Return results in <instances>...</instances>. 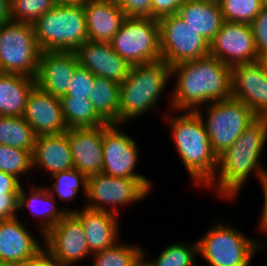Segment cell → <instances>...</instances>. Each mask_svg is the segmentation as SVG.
<instances>
[{"label":"cell","mask_w":267,"mask_h":266,"mask_svg":"<svg viewBox=\"0 0 267 266\" xmlns=\"http://www.w3.org/2000/svg\"><path fill=\"white\" fill-rule=\"evenodd\" d=\"M172 76L177 78L169 104L174 113L195 111L232 95L231 66L210 55L172 66Z\"/></svg>","instance_id":"cell-1"},{"label":"cell","mask_w":267,"mask_h":266,"mask_svg":"<svg viewBox=\"0 0 267 266\" xmlns=\"http://www.w3.org/2000/svg\"><path fill=\"white\" fill-rule=\"evenodd\" d=\"M267 140V117H257L235 143L218 156L217 171L206 185L223 199L233 200L251 173L260 182L267 174L261 164V153ZM255 173V174H254Z\"/></svg>","instance_id":"cell-2"},{"label":"cell","mask_w":267,"mask_h":266,"mask_svg":"<svg viewBox=\"0 0 267 266\" xmlns=\"http://www.w3.org/2000/svg\"><path fill=\"white\" fill-rule=\"evenodd\" d=\"M165 116L170 125L175 150L195 185L206 186L214 177L218 157L213 152L203 121L195 111ZM180 114V115H179ZM179 115V116H178ZM167 117V118H166Z\"/></svg>","instance_id":"cell-3"},{"label":"cell","mask_w":267,"mask_h":266,"mask_svg":"<svg viewBox=\"0 0 267 266\" xmlns=\"http://www.w3.org/2000/svg\"><path fill=\"white\" fill-rule=\"evenodd\" d=\"M170 78L171 67L163 60L131 65L119 87L118 124L138 119L149 109L153 110Z\"/></svg>","instance_id":"cell-4"},{"label":"cell","mask_w":267,"mask_h":266,"mask_svg":"<svg viewBox=\"0 0 267 266\" xmlns=\"http://www.w3.org/2000/svg\"><path fill=\"white\" fill-rule=\"evenodd\" d=\"M32 26L41 51H75L88 40L83 4H57Z\"/></svg>","instance_id":"cell-5"},{"label":"cell","mask_w":267,"mask_h":266,"mask_svg":"<svg viewBox=\"0 0 267 266\" xmlns=\"http://www.w3.org/2000/svg\"><path fill=\"white\" fill-rule=\"evenodd\" d=\"M235 227L219 222L197 240L198 255L211 266H249L254 254L266 246Z\"/></svg>","instance_id":"cell-6"},{"label":"cell","mask_w":267,"mask_h":266,"mask_svg":"<svg viewBox=\"0 0 267 266\" xmlns=\"http://www.w3.org/2000/svg\"><path fill=\"white\" fill-rule=\"evenodd\" d=\"M207 105L206 118L201 108L195 112L203 121L212 150L218 157L235 143L257 116L241 100L232 96Z\"/></svg>","instance_id":"cell-7"},{"label":"cell","mask_w":267,"mask_h":266,"mask_svg":"<svg viewBox=\"0 0 267 266\" xmlns=\"http://www.w3.org/2000/svg\"><path fill=\"white\" fill-rule=\"evenodd\" d=\"M30 23H0V72L36 78L41 54Z\"/></svg>","instance_id":"cell-8"},{"label":"cell","mask_w":267,"mask_h":266,"mask_svg":"<svg viewBox=\"0 0 267 266\" xmlns=\"http://www.w3.org/2000/svg\"><path fill=\"white\" fill-rule=\"evenodd\" d=\"M110 44L130 65L161 60L159 22L153 18L126 17Z\"/></svg>","instance_id":"cell-9"},{"label":"cell","mask_w":267,"mask_h":266,"mask_svg":"<svg viewBox=\"0 0 267 266\" xmlns=\"http://www.w3.org/2000/svg\"><path fill=\"white\" fill-rule=\"evenodd\" d=\"M159 22L161 60L170 67L209 55V42L178 14Z\"/></svg>","instance_id":"cell-10"},{"label":"cell","mask_w":267,"mask_h":266,"mask_svg":"<svg viewBox=\"0 0 267 266\" xmlns=\"http://www.w3.org/2000/svg\"><path fill=\"white\" fill-rule=\"evenodd\" d=\"M149 192L151 191L138 178H116L99 173L87 177L86 199L89 203L85 205L117 215L119 206L140 202ZM108 206H112V209Z\"/></svg>","instance_id":"cell-11"},{"label":"cell","mask_w":267,"mask_h":266,"mask_svg":"<svg viewBox=\"0 0 267 266\" xmlns=\"http://www.w3.org/2000/svg\"><path fill=\"white\" fill-rule=\"evenodd\" d=\"M121 124L103 125V167L105 175L116 178H138L150 191L152 182L145 175L135 172L138 144L134 138L120 130Z\"/></svg>","instance_id":"cell-12"},{"label":"cell","mask_w":267,"mask_h":266,"mask_svg":"<svg viewBox=\"0 0 267 266\" xmlns=\"http://www.w3.org/2000/svg\"><path fill=\"white\" fill-rule=\"evenodd\" d=\"M44 251L64 266H72L81 260L91 258L81 222L68 213L43 237Z\"/></svg>","instance_id":"cell-13"},{"label":"cell","mask_w":267,"mask_h":266,"mask_svg":"<svg viewBox=\"0 0 267 266\" xmlns=\"http://www.w3.org/2000/svg\"><path fill=\"white\" fill-rule=\"evenodd\" d=\"M209 55L231 67L259 60L251 24L224 21L209 43Z\"/></svg>","instance_id":"cell-14"},{"label":"cell","mask_w":267,"mask_h":266,"mask_svg":"<svg viewBox=\"0 0 267 266\" xmlns=\"http://www.w3.org/2000/svg\"><path fill=\"white\" fill-rule=\"evenodd\" d=\"M231 70V96L241 100L257 117H267V74L260 60L236 64Z\"/></svg>","instance_id":"cell-15"},{"label":"cell","mask_w":267,"mask_h":266,"mask_svg":"<svg viewBox=\"0 0 267 266\" xmlns=\"http://www.w3.org/2000/svg\"><path fill=\"white\" fill-rule=\"evenodd\" d=\"M18 217L0 220V261L26 266L44 251Z\"/></svg>","instance_id":"cell-16"},{"label":"cell","mask_w":267,"mask_h":266,"mask_svg":"<svg viewBox=\"0 0 267 266\" xmlns=\"http://www.w3.org/2000/svg\"><path fill=\"white\" fill-rule=\"evenodd\" d=\"M79 66L88 69L94 76L121 84L131 65L120 57L110 43L87 40L75 51Z\"/></svg>","instance_id":"cell-17"},{"label":"cell","mask_w":267,"mask_h":266,"mask_svg":"<svg viewBox=\"0 0 267 266\" xmlns=\"http://www.w3.org/2000/svg\"><path fill=\"white\" fill-rule=\"evenodd\" d=\"M74 51H42L38 63L36 86L56 97L66 94L78 66Z\"/></svg>","instance_id":"cell-18"},{"label":"cell","mask_w":267,"mask_h":266,"mask_svg":"<svg viewBox=\"0 0 267 266\" xmlns=\"http://www.w3.org/2000/svg\"><path fill=\"white\" fill-rule=\"evenodd\" d=\"M37 136L60 134L68 130L62 113L60 97L37 86L31 91L22 115Z\"/></svg>","instance_id":"cell-19"},{"label":"cell","mask_w":267,"mask_h":266,"mask_svg":"<svg viewBox=\"0 0 267 266\" xmlns=\"http://www.w3.org/2000/svg\"><path fill=\"white\" fill-rule=\"evenodd\" d=\"M74 168L86 177L102 172L103 125L67 130Z\"/></svg>","instance_id":"cell-20"},{"label":"cell","mask_w":267,"mask_h":266,"mask_svg":"<svg viewBox=\"0 0 267 266\" xmlns=\"http://www.w3.org/2000/svg\"><path fill=\"white\" fill-rule=\"evenodd\" d=\"M72 214L81 222L92 254L110 248L120 240L118 215L86 206L72 209Z\"/></svg>","instance_id":"cell-21"},{"label":"cell","mask_w":267,"mask_h":266,"mask_svg":"<svg viewBox=\"0 0 267 266\" xmlns=\"http://www.w3.org/2000/svg\"><path fill=\"white\" fill-rule=\"evenodd\" d=\"M83 8L88 40L110 43L126 18L119 4L106 0H86Z\"/></svg>","instance_id":"cell-22"},{"label":"cell","mask_w":267,"mask_h":266,"mask_svg":"<svg viewBox=\"0 0 267 266\" xmlns=\"http://www.w3.org/2000/svg\"><path fill=\"white\" fill-rule=\"evenodd\" d=\"M50 176L74 168L67 131L37 136L32 153V168Z\"/></svg>","instance_id":"cell-23"},{"label":"cell","mask_w":267,"mask_h":266,"mask_svg":"<svg viewBox=\"0 0 267 266\" xmlns=\"http://www.w3.org/2000/svg\"><path fill=\"white\" fill-rule=\"evenodd\" d=\"M29 193H26L25 188L21 185L18 195V210L29 209L31 214L40 218V222H37L36 230L40 235L44 236L56 223L61 221L68 213H72V209L60 208L56 204V199L49 193L47 187L42 188L40 186L31 187ZM39 204H43L38 207ZM37 206V207H36ZM45 206V207H44ZM40 209V210H39Z\"/></svg>","instance_id":"cell-24"},{"label":"cell","mask_w":267,"mask_h":266,"mask_svg":"<svg viewBox=\"0 0 267 266\" xmlns=\"http://www.w3.org/2000/svg\"><path fill=\"white\" fill-rule=\"evenodd\" d=\"M177 14L209 43L224 23L220 4L205 0H185Z\"/></svg>","instance_id":"cell-25"},{"label":"cell","mask_w":267,"mask_h":266,"mask_svg":"<svg viewBox=\"0 0 267 266\" xmlns=\"http://www.w3.org/2000/svg\"><path fill=\"white\" fill-rule=\"evenodd\" d=\"M35 87L33 77L0 72V116L21 117Z\"/></svg>","instance_id":"cell-26"},{"label":"cell","mask_w":267,"mask_h":266,"mask_svg":"<svg viewBox=\"0 0 267 266\" xmlns=\"http://www.w3.org/2000/svg\"><path fill=\"white\" fill-rule=\"evenodd\" d=\"M120 84L110 79L95 77L89 101L96 113L108 124H118Z\"/></svg>","instance_id":"cell-27"},{"label":"cell","mask_w":267,"mask_h":266,"mask_svg":"<svg viewBox=\"0 0 267 266\" xmlns=\"http://www.w3.org/2000/svg\"><path fill=\"white\" fill-rule=\"evenodd\" d=\"M62 113L68 129L94 128L107 124L88 98L61 96Z\"/></svg>","instance_id":"cell-28"},{"label":"cell","mask_w":267,"mask_h":266,"mask_svg":"<svg viewBox=\"0 0 267 266\" xmlns=\"http://www.w3.org/2000/svg\"><path fill=\"white\" fill-rule=\"evenodd\" d=\"M37 134L23 116H0V144L33 153Z\"/></svg>","instance_id":"cell-29"},{"label":"cell","mask_w":267,"mask_h":266,"mask_svg":"<svg viewBox=\"0 0 267 266\" xmlns=\"http://www.w3.org/2000/svg\"><path fill=\"white\" fill-rule=\"evenodd\" d=\"M139 245L117 242L114 246L91 255L93 266H134L143 256Z\"/></svg>","instance_id":"cell-30"},{"label":"cell","mask_w":267,"mask_h":266,"mask_svg":"<svg viewBox=\"0 0 267 266\" xmlns=\"http://www.w3.org/2000/svg\"><path fill=\"white\" fill-rule=\"evenodd\" d=\"M56 178V181L51 187H47L49 193L56 198L65 202H72L75 200V196L79 193V188H83V193L85 198L87 196V177L79 172L77 169L73 168L67 171H62L60 173L50 176Z\"/></svg>","instance_id":"cell-31"},{"label":"cell","mask_w":267,"mask_h":266,"mask_svg":"<svg viewBox=\"0 0 267 266\" xmlns=\"http://www.w3.org/2000/svg\"><path fill=\"white\" fill-rule=\"evenodd\" d=\"M159 254L156 259L147 262L151 266H192L198 255V243L195 241L194 244H188L183 241L169 244Z\"/></svg>","instance_id":"cell-32"},{"label":"cell","mask_w":267,"mask_h":266,"mask_svg":"<svg viewBox=\"0 0 267 266\" xmlns=\"http://www.w3.org/2000/svg\"><path fill=\"white\" fill-rule=\"evenodd\" d=\"M30 170H33L31 152L0 144V171L20 181V176L28 174Z\"/></svg>","instance_id":"cell-33"},{"label":"cell","mask_w":267,"mask_h":266,"mask_svg":"<svg viewBox=\"0 0 267 266\" xmlns=\"http://www.w3.org/2000/svg\"><path fill=\"white\" fill-rule=\"evenodd\" d=\"M224 21L251 24L262 10V0H221Z\"/></svg>","instance_id":"cell-34"},{"label":"cell","mask_w":267,"mask_h":266,"mask_svg":"<svg viewBox=\"0 0 267 266\" xmlns=\"http://www.w3.org/2000/svg\"><path fill=\"white\" fill-rule=\"evenodd\" d=\"M56 5L55 0H10V18L14 22L33 24Z\"/></svg>","instance_id":"cell-35"},{"label":"cell","mask_w":267,"mask_h":266,"mask_svg":"<svg viewBox=\"0 0 267 266\" xmlns=\"http://www.w3.org/2000/svg\"><path fill=\"white\" fill-rule=\"evenodd\" d=\"M95 77L88 69L77 66L63 96L89 98L94 86Z\"/></svg>","instance_id":"cell-36"},{"label":"cell","mask_w":267,"mask_h":266,"mask_svg":"<svg viewBox=\"0 0 267 266\" xmlns=\"http://www.w3.org/2000/svg\"><path fill=\"white\" fill-rule=\"evenodd\" d=\"M254 43L259 58L267 55V6L264 5L260 13L252 21Z\"/></svg>","instance_id":"cell-37"},{"label":"cell","mask_w":267,"mask_h":266,"mask_svg":"<svg viewBox=\"0 0 267 266\" xmlns=\"http://www.w3.org/2000/svg\"><path fill=\"white\" fill-rule=\"evenodd\" d=\"M118 4L126 17L152 18V0H120Z\"/></svg>","instance_id":"cell-38"},{"label":"cell","mask_w":267,"mask_h":266,"mask_svg":"<svg viewBox=\"0 0 267 266\" xmlns=\"http://www.w3.org/2000/svg\"><path fill=\"white\" fill-rule=\"evenodd\" d=\"M185 0H152V18L159 20L163 17L177 14Z\"/></svg>","instance_id":"cell-39"},{"label":"cell","mask_w":267,"mask_h":266,"mask_svg":"<svg viewBox=\"0 0 267 266\" xmlns=\"http://www.w3.org/2000/svg\"><path fill=\"white\" fill-rule=\"evenodd\" d=\"M18 195H0V220L18 217Z\"/></svg>","instance_id":"cell-40"},{"label":"cell","mask_w":267,"mask_h":266,"mask_svg":"<svg viewBox=\"0 0 267 266\" xmlns=\"http://www.w3.org/2000/svg\"><path fill=\"white\" fill-rule=\"evenodd\" d=\"M20 181L10 174L0 171V195H19Z\"/></svg>","instance_id":"cell-41"},{"label":"cell","mask_w":267,"mask_h":266,"mask_svg":"<svg viewBox=\"0 0 267 266\" xmlns=\"http://www.w3.org/2000/svg\"><path fill=\"white\" fill-rule=\"evenodd\" d=\"M260 185L263 190V196H264V205L263 211L261 214V218L258 224V229L263 233H265V236L267 235V174L263 177V179L260 181Z\"/></svg>","instance_id":"cell-42"},{"label":"cell","mask_w":267,"mask_h":266,"mask_svg":"<svg viewBox=\"0 0 267 266\" xmlns=\"http://www.w3.org/2000/svg\"><path fill=\"white\" fill-rule=\"evenodd\" d=\"M26 266H64L59 261L50 257L45 251H43L37 258Z\"/></svg>","instance_id":"cell-43"},{"label":"cell","mask_w":267,"mask_h":266,"mask_svg":"<svg viewBox=\"0 0 267 266\" xmlns=\"http://www.w3.org/2000/svg\"><path fill=\"white\" fill-rule=\"evenodd\" d=\"M10 20V0H0V23Z\"/></svg>","instance_id":"cell-44"},{"label":"cell","mask_w":267,"mask_h":266,"mask_svg":"<svg viewBox=\"0 0 267 266\" xmlns=\"http://www.w3.org/2000/svg\"><path fill=\"white\" fill-rule=\"evenodd\" d=\"M57 4H83L86 0H55Z\"/></svg>","instance_id":"cell-45"},{"label":"cell","mask_w":267,"mask_h":266,"mask_svg":"<svg viewBox=\"0 0 267 266\" xmlns=\"http://www.w3.org/2000/svg\"><path fill=\"white\" fill-rule=\"evenodd\" d=\"M147 253H145V250H143V256L136 262L134 266H151L145 259V256Z\"/></svg>","instance_id":"cell-46"},{"label":"cell","mask_w":267,"mask_h":266,"mask_svg":"<svg viewBox=\"0 0 267 266\" xmlns=\"http://www.w3.org/2000/svg\"><path fill=\"white\" fill-rule=\"evenodd\" d=\"M259 60H260L261 64L263 65L264 70H265V72L267 74V55L264 56V57L259 58Z\"/></svg>","instance_id":"cell-47"},{"label":"cell","mask_w":267,"mask_h":266,"mask_svg":"<svg viewBox=\"0 0 267 266\" xmlns=\"http://www.w3.org/2000/svg\"><path fill=\"white\" fill-rule=\"evenodd\" d=\"M0 266H17V265H14V264H11V263H7V262L0 261Z\"/></svg>","instance_id":"cell-48"},{"label":"cell","mask_w":267,"mask_h":266,"mask_svg":"<svg viewBox=\"0 0 267 266\" xmlns=\"http://www.w3.org/2000/svg\"><path fill=\"white\" fill-rule=\"evenodd\" d=\"M205 1H211V2L219 3L221 0H205Z\"/></svg>","instance_id":"cell-49"},{"label":"cell","mask_w":267,"mask_h":266,"mask_svg":"<svg viewBox=\"0 0 267 266\" xmlns=\"http://www.w3.org/2000/svg\"><path fill=\"white\" fill-rule=\"evenodd\" d=\"M192 266H211V265H208V264L207 265L206 264L205 265H197V264L195 265V262H194Z\"/></svg>","instance_id":"cell-50"},{"label":"cell","mask_w":267,"mask_h":266,"mask_svg":"<svg viewBox=\"0 0 267 266\" xmlns=\"http://www.w3.org/2000/svg\"><path fill=\"white\" fill-rule=\"evenodd\" d=\"M106 1H112V2H119L120 0H106Z\"/></svg>","instance_id":"cell-51"},{"label":"cell","mask_w":267,"mask_h":266,"mask_svg":"<svg viewBox=\"0 0 267 266\" xmlns=\"http://www.w3.org/2000/svg\"><path fill=\"white\" fill-rule=\"evenodd\" d=\"M263 4L267 6V0H262Z\"/></svg>","instance_id":"cell-52"}]
</instances>
